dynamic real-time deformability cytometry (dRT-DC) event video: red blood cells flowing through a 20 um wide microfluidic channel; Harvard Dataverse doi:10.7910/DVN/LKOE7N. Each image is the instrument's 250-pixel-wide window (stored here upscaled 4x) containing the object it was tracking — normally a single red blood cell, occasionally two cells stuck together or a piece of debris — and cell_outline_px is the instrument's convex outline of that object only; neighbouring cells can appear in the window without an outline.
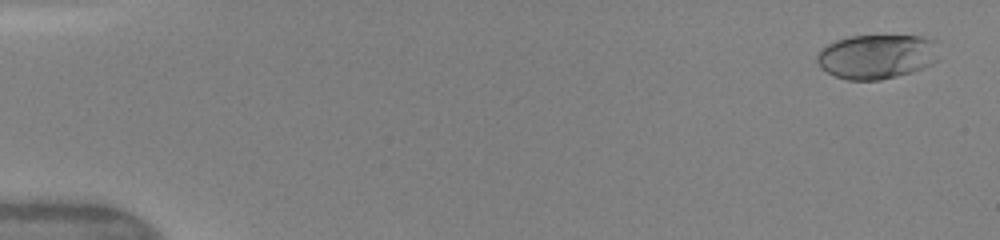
{"species": "human", "species_latin": "Homo sapiens", "temperature_condition": "warm", "stored_images_in_passage": 50, "camera_frame_rate_fps": 3000, "um_per_image_px": 0.085, "donor": {"sex": "female"}, "frame": {"image": 1, "passage_image": 3, "time_ms": 0.667, "image_size_px": [1000, 240], "cell_outline_px": [[940, 60], [924, 68], [912, 72], [880, 80], [848, 80], [836, 76], [820, 68], [816, 60], [816, 56], [820, 48], [836, 40], [852, 36], [920, 36], [936, 40]], "centroid_in_image_um": [74.55, 4.81], "position_along_channel_um": 10.4, "area_um2": 31.96}}
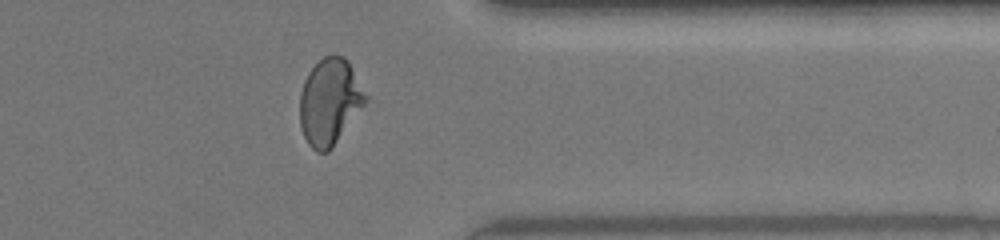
{"frame": {"image": 2, "passage_image": 41, "time_ms": 13.333, "image_size_px": [1000, 240], "cell_outline_px": [[368, 100], [332, 148], [328, 152], [316, 152], [308, 144], [304, 136], [300, 124], [300, 92], [304, 80], [308, 72], [324, 56], [344, 56], [348, 60], [368, 96]], "centroid_in_image_um": [28.03, 8.66], "position_along_channel_um": 383.4, "area_um2": 33.0}}
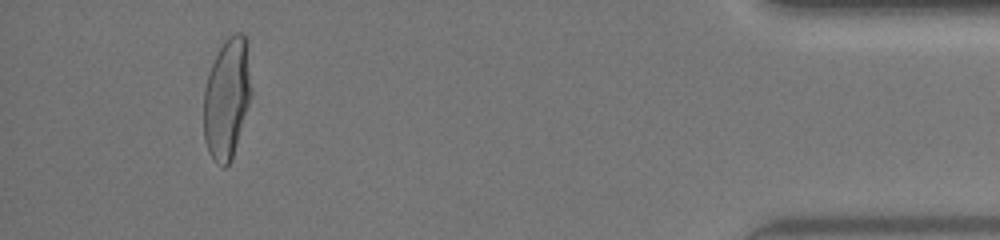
{"frame": {"image": 3, "passage_image": 47, "time_ms": 15.333, "image_size_px": [1000, 240], "cell_outline_px": [[252, 92], [236, 144], [232, 156], [228, 164], [224, 168], [216, 164], [208, 152], [204, 140], [204, 88], [212, 64], [224, 40], [228, 36], [236, 32], [240, 32], [248, 40], [252, 88]], "centroid_in_image_um": [19.3, 8.32], "position_along_channel_um": 415.9, "area_um2": 33.52}, "authors_computed_cell_mechanics": {"area_um2": 32.5992, "velocity_mm_per_s": 4.1778, "shape_relaxation_time_tau1_ms": 4.9362, "shape_relaxation_time_tau2_ms": null, "deformation_change_tau1": 0.2299, "deformation_change_tau2": null}}